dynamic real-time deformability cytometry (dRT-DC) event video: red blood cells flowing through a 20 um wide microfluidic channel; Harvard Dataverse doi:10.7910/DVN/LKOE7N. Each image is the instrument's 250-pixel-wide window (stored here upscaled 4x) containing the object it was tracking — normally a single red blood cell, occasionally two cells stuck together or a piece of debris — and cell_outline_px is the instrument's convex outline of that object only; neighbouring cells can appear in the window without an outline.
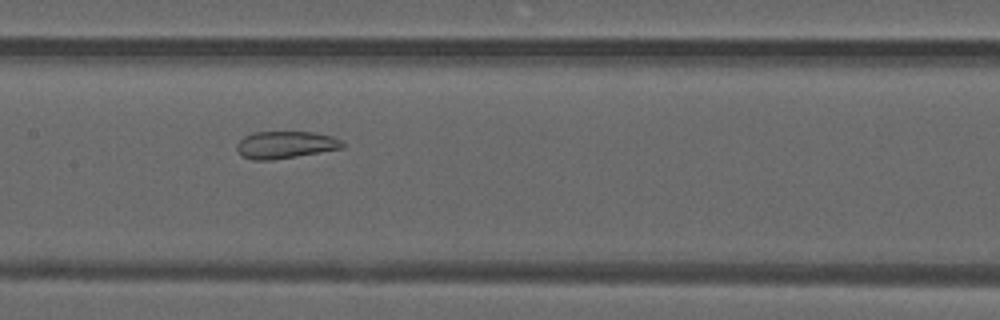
{"species": "common noctule bat (a hibernating species)", "species_latin": "Nyctalus noctula", "temperature_condition": "warm", "stored_images_in_passage": 36, "camera_frame_rate_fps": 3000, "um_per_image_px": 0.085, "animal": {"sex": "male", "forearm_length_mm": 52.5}, "frame": {"image": 1, "passage_image": 17, "time_ms": 5.333, "image_size_px": [1000, 320], "cell_outline_px": [[344, 148], [272, 160], [252, 160], [240, 156], [236, 152], [236, 144], [244, 136], [252, 132], [316, 132], [332, 136], [340, 140], [344, 144]], "centroid_in_image_um": [24.21, 12.31], "position_along_channel_um": 183.2, "area_um2": 16.94}}
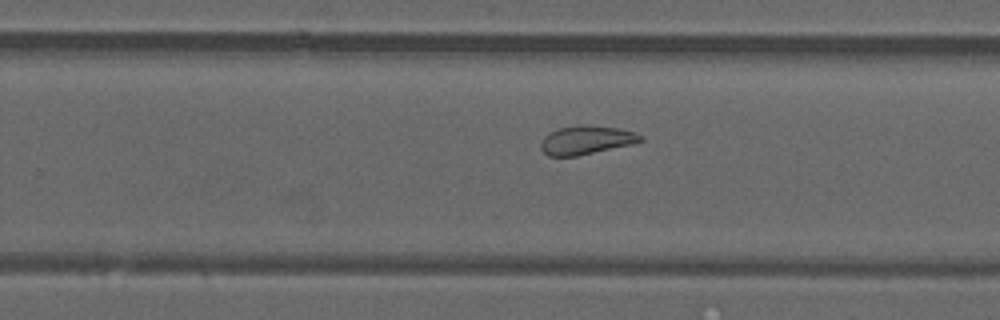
{"frame": {"image": 2, "passage_image": 24, "time_ms": 7.667, "image_size_px": [1000, 320], "cell_outline_px": [[644, 140], [632, 144], [576, 156], [548, 156], [540, 148], [540, 144], [544, 136], [548, 132], [560, 128], [580, 124], [588, 124], [620, 128], [636, 132], [644, 136]], "centroid_in_image_um": [49.85, 11.88], "position_along_channel_um": 280.0, "area_um2": 16.88}}
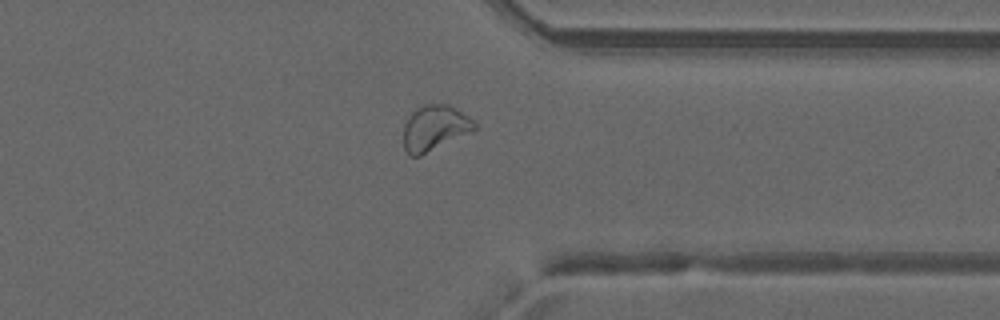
{"frame": {"image": 3, "passage_image": 31, "time_ms": 10.0, "image_size_px": [1000, 320], "cell_outline_px": [[476, 128], [420, 156], [408, 156], [404, 148], [404, 124], [408, 116], [416, 108], [424, 104], [448, 104], [456, 108], [468, 116], [476, 124]], "centroid_in_image_um": [36.89, 10.86], "position_along_channel_um": 374.5, "area_um2": 18.5}, "authors_computed_cell_mechanics": {"area_um2": 18.6983, "velocity_mm_per_s": 4.1834, "shape_relaxation_time_tau1_ms": null, "shape_relaxation_time_tau2_ms": 1.147, "deformation_change_tau1": null, "deformation_change_tau2": 0.0825}}